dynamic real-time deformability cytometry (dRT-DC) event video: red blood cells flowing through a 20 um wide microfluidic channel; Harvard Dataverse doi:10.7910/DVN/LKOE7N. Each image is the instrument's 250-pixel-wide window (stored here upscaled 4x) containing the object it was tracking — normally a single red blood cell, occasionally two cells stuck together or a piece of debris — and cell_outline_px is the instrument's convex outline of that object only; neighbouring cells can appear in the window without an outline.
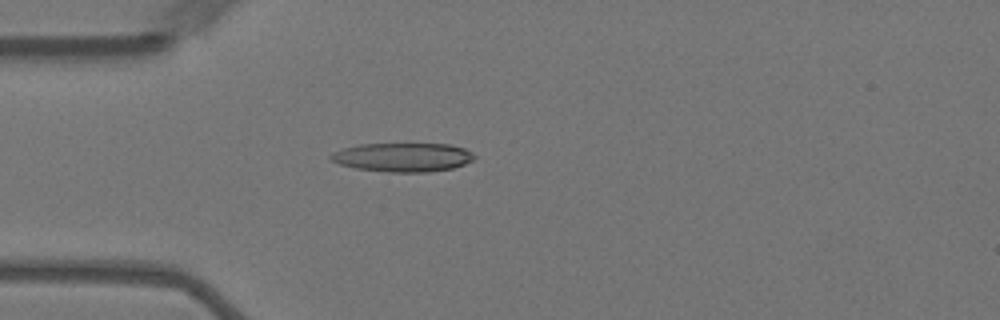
{"species": "Egyptian fruit bat (a non-hibernating species)", "species_latin": "Rousettus aegyptiacus", "temperature_condition": "warm", "stored_images_in_passage": 49, "camera_frame_rate_fps": 3000, "um_per_image_px": 0.085, "animal": {"sex": "female"}, "frame": {"image": 1, "passage_image": 8, "time_ms": 2.333, "image_size_px": [1000, 320], "cell_outline_px": [[476, 156], [472, 160], [464, 164], [452, 168], [428, 172], [388, 172], [356, 168], [340, 164], [332, 160], [328, 156], [332, 152], [344, 148], [360, 144], [448, 144], [464, 148], [472, 152]], "centroid_in_image_um": [34.24, 13.36], "position_along_channel_um": 50.8, "area_um2": 24.04}}
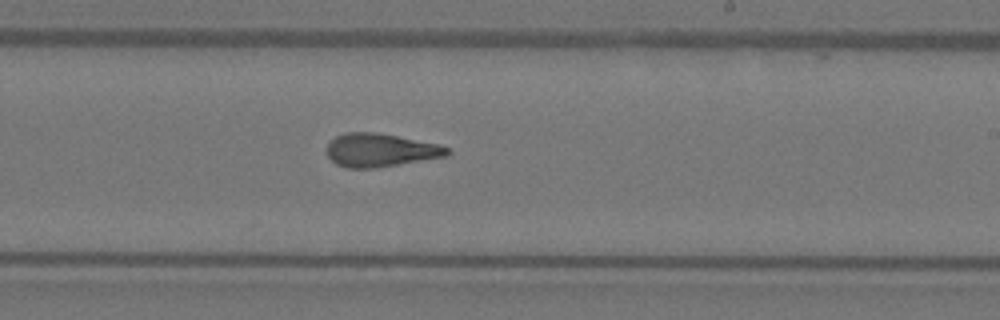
{"frame": {"image": 2, "passage_image": 26, "time_ms": 8.333, "image_size_px": [1000, 320], "cell_outline_px": [[452, 152], [448, 156], [376, 168], [348, 168], [336, 164], [328, 156], [328, 144], [336, 136], [344, 132], [376, 132], [440, 144], [448, 148]], "centroid_in_image_um": [32.36, 12.76], "position_along_channel_um": 256.6, "area_um2": 23.41}}
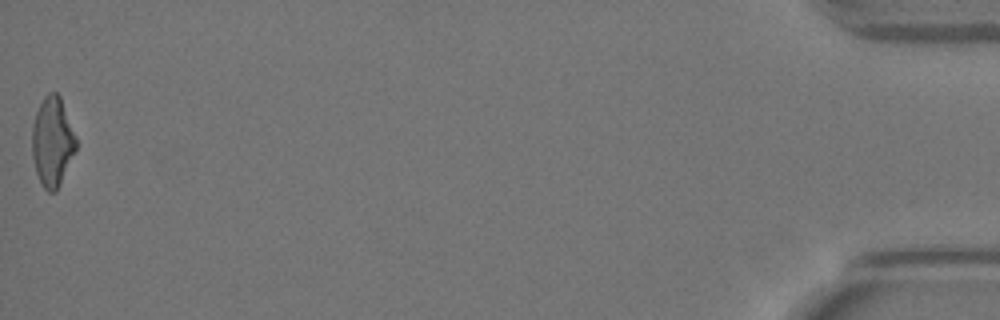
{"frame": {"image": 3, "passage_image": 49, "time_ms": 16.0, "image_size_px": [1000, 320], "cell_outline_px": [[76, 148], [60, 184], [56, 192], [48, 192], [44, 188], [36, 172], [32, 156], [32, 124], [36, 112], [44, 96], [48, 92], [56, 92], [60, 96], [76, 136]], "centroid_in_image_um": [4.44, 12.03], "position_along_channel_um": 430.8, "area_um2": 22.77}, "authors_computed_cell_mechanics": {"area_um2": 23.2934, "velocity_mm_per_s": 3.5744, "shape_relaxation_time_tau1_ms": 7.3688, "shape_relaxation_time_tau2_ms": 2.6441, "deformation_change_tau1": 0.2345, "deformation_change_tau2": 0.1192}}